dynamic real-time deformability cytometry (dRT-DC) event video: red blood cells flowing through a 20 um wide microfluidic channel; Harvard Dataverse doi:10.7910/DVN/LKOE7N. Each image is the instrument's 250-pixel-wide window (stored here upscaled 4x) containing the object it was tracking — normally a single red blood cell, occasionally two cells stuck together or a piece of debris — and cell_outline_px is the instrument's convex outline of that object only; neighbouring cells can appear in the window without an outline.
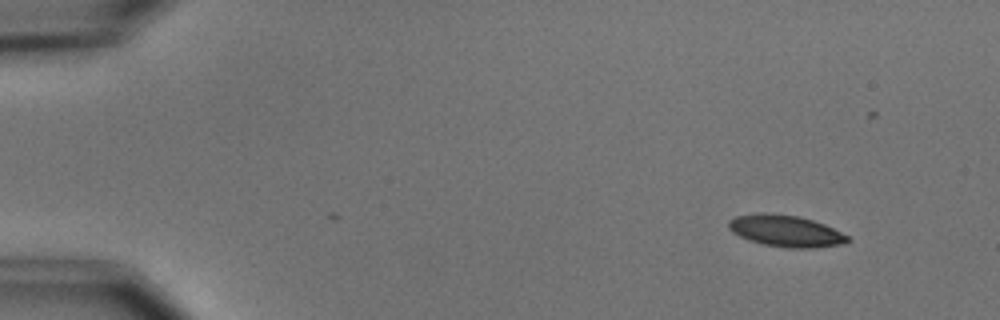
{"species": "common noctule bat (a hibernating species)", "species_latin": "Nyctalus noctula", "temperature_condition": "cold", "stored_images_in_passage": 5, "camera_frame_rate_fps": 3000, "um_per_image_px": 0.085, "animal": {"sex": "male", "body_mass_g": 15.6}, "frame": {"image": 1, "passage_image": 1, "time_ms": 0.0, "image_size_px": [1000, 320], "cell_outline_px": [[852, 240], [844, 244], [812, 248], [788, 248], [764, 244], [748, 240], [732, 232], [728, 228], [728, 220], [736, 216], [760, 212], [772, 212], [800, 216], [824, 224], [848, 236]], "centroid_in_image_um": [66.77, 19.62], "position_along_channel_um": 18.2, "area_um2": 22.14}}
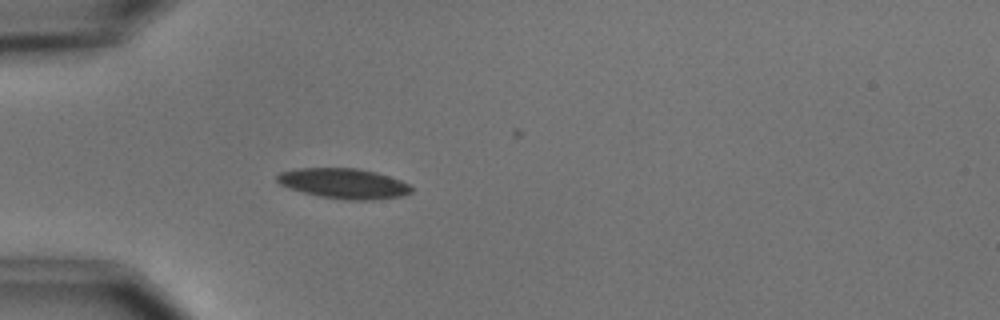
{"frame": {"image": 2, "passage_image": 4, "time_ms": 3.667, "image_size_px": [1000, 320], "cell_outline_px": [[412, 192], [400, 196], [372, 200], [344, 200], [320, 196], [304, 192], [280, 184], [276, 180], [276, 176], [280, 172], [292, 168], [356, 168], [376, 172], [400, 180], [408, 184], [412, 188]], "centroid_in_image_um": [29.2, 15.59], "position_along_channel_um": 55.8, "area_um2": 23.52}}